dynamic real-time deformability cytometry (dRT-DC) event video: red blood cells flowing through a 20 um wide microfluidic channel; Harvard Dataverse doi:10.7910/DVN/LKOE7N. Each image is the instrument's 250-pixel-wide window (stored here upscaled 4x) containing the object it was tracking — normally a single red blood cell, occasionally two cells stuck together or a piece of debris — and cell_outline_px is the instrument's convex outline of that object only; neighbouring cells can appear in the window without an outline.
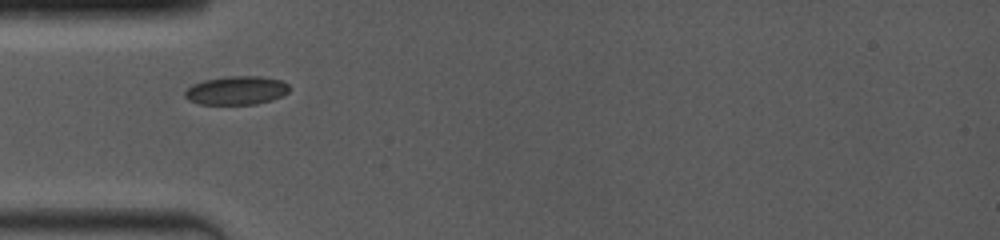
{"species": "common noctule bat (a hibernating species)", "species_latin": "Nyctalus noctula", "temperature_condition": "room temperature", "stored_images_in_passage": 6, "camera_frame_rate_fps": 4000, "um_per_image_px": 0.085, "animal": {"sex": "female", "body_mass_g": 19.0, "forearm_length_mm": 53.3}, "frame": {"image": 1, "passage_image": 1, "time_ms": 0.0, "image_size_px": [1000, 240], "cell_outline_px": [[288, 92], [272, 100], [256, 104], [200, 104], [188, 100], [184, 96], [184, 92], [192, 84], [204, 80], [228, 76], [260, 76], [280, 80], [288, 84]], "centroid_in_image_um": [20.07, 7.68], "position_along_channel_um": 64.9, "area_um2": 17.34}}